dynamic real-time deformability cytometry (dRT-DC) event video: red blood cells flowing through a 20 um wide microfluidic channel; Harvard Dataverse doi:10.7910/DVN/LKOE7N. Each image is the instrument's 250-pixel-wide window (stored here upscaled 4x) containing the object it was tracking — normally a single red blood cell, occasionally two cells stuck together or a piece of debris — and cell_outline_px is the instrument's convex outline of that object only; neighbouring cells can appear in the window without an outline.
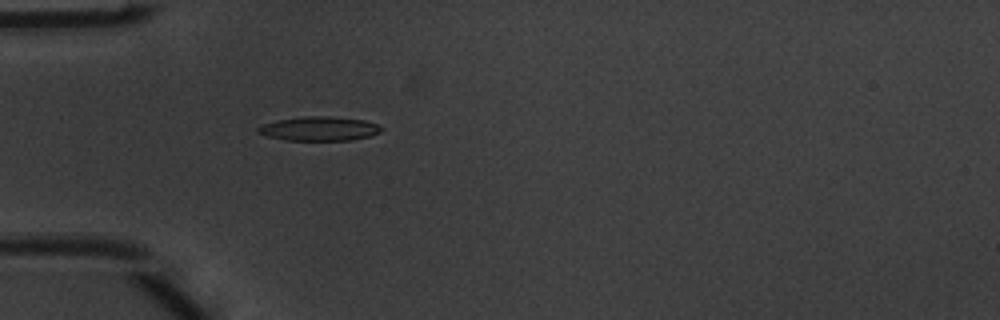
{"species": "common noctule bat (a hibernating species)", "species_latin": "Nyctalus noctula", "temperature_condition": "warm", "stored_images_in_passage": 38, "camera_frame_rate_fps": 3000, "um_per_image_px": 0.085, "animal": {"sex": "male", "body_mass_g": 20.1, "forearm_length_mm": 53.5}, "frame": {"image": 1, "passage_image": 3, "time_ms": 0.667, "image_size_px": [1000, 320], "cell_outline_px": [[380, 132], [372, 136], [352, 140], [284, 140], [268, 136], [256, 132], [256, 128], [260, 124], [280, 120], [304, 116], [332, 116], [364, 120], [376, 124], [380, 128]], "centroid_in_image_um": [27.1, 10.94], "position_along_channel_um": 57.9, "area_um2": 17.34}}
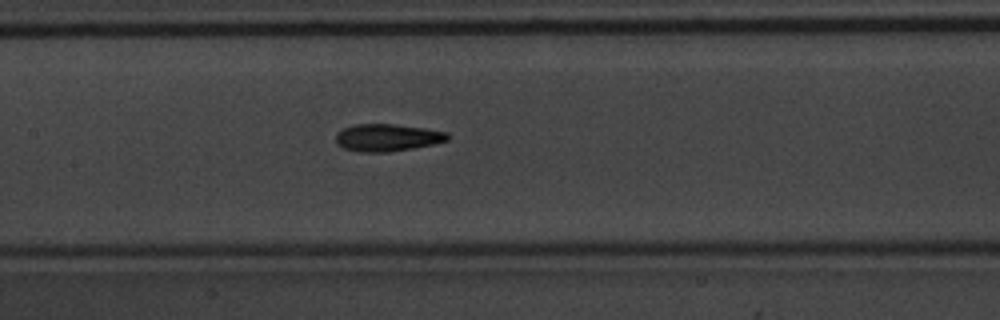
{"frame": {"image": 2, "passage_image": 12, "time_ms": 3.667, "image_size_px": [1000, 320], "cell_outline_px": [[448, 140], [432, 144], [412, 148], [388, 152], [360, 152], [344, 148], [336, 144], [336, 132], [344, 128], [356, 124], [392, 124], [424, 128], [448, 132]], "centroid_in_image_um": [32.89, 11.69], "position_along_channel_um": 174.5, "area_um2": 17.69}}
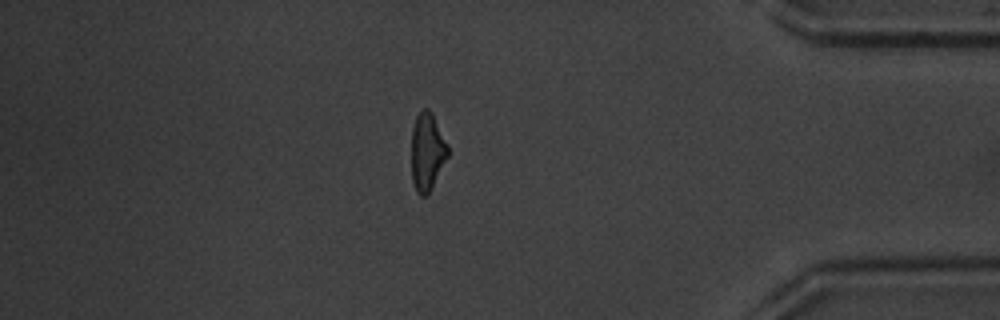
{"frame": {"image": 3, "passage_image": 31, "time_ms": 10.0, "image_size_px": [1000, 320], "cell_outline_px": [[448, 156], [432, 188], [424, 196], [420, 196], [416, 192], [412, 184], [412, 128], [416, 116], [424, 108], [428, 108], [432, 112], [448, 144]], "centroid_in_image_um": [36.31, 12.9], "position_along_channel_um": 398.9, "area_um2": 16.59}, "authors_computed_cell_mechanics": {"area_um2": 17.1088, "velocity_mm_per_s": 4.0544, "shape_relaxation_time_tau1_ms": 4.7648, "shape_relaxation_time_tau2_ms": 3.9272, "deformation_change_tau1": 0.171, "deformation_change_tau2": 0.1197}}